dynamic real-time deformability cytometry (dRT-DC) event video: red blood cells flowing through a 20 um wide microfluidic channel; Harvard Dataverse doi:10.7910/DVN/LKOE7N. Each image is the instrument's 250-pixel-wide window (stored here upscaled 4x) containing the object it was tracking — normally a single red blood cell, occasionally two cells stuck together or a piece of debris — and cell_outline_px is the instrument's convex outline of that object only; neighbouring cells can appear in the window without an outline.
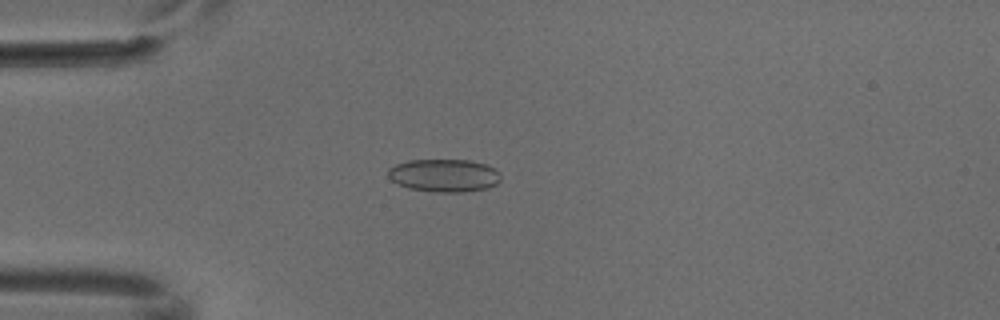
{"species": "common noctule bat (a hibernating species)", "species_latin": "Nyctalus noctula", "temperature_condition": "cold", "stored_images_in_passage": 2, "camera_frame_rate_fps": 3000, "um_per_image_px": 0.085, "animal": {"sex": "male", "body_mass_g": 18.8}, "frame": {"image": 1, "passage_image": 1, "time_ms": 0.0, "image_size_px": [1000, 320], "cell_outline_px": [[500, 180], [496, 184], [488, 188], [464, 192], [436, 192], [408, 188], [392, 180], [388, 176], [388, 168], [396, 164], [408, 160], [468, 160], [484, 164], [500, 172]], "centroid_in_image_um": [37.75, 14.91], "position_along_channel_um": 47.3, "area_um2": 21.5}}